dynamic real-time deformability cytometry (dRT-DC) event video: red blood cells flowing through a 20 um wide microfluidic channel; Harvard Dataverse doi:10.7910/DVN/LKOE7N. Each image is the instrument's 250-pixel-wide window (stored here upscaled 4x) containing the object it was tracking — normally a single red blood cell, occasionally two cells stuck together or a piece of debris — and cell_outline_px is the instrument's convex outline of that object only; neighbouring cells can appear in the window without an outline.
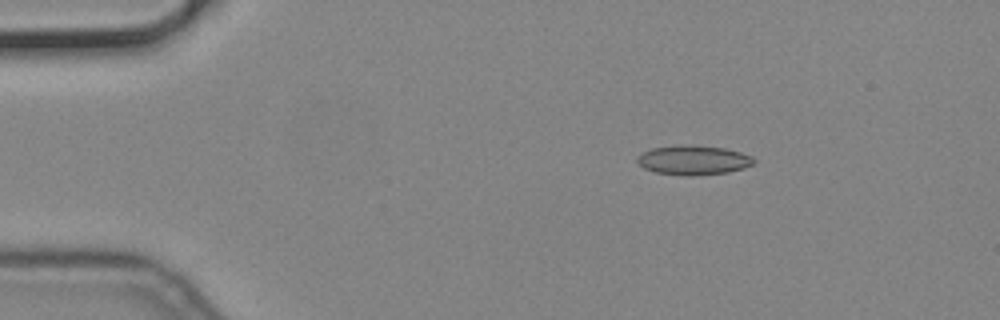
{"species": "common noctule bat (a hibernating species)", "species_latin": "Nyctalus noctula", "temperature_condition": "cold", "stored_images_in_passage": 52, "camera_frame_rate_fps": 3000, "um_per_image_px": 0.085, "animal": {"sex": "male", "body_mass_g": 19.2, "forearm_length_mm": 51.8}, "frame": {"image": 1, "passage_image": 5, "time_ms": 1.333, "image_size_px": [1000, 320], "cell_outline_px": [[756, 160], [752, 164], [744, 168], [728, 172], [692, 176], [684, 176], [656, 172], [644, 168], [636, 160], [636, 156], [652, 148], [680, 144], [724, 148], [740, 152], [752, 156]], "centroid_in_image_um": [58.93, 13.61], "position_along_channel_um": 26.1, "area_um2": 20.0}}
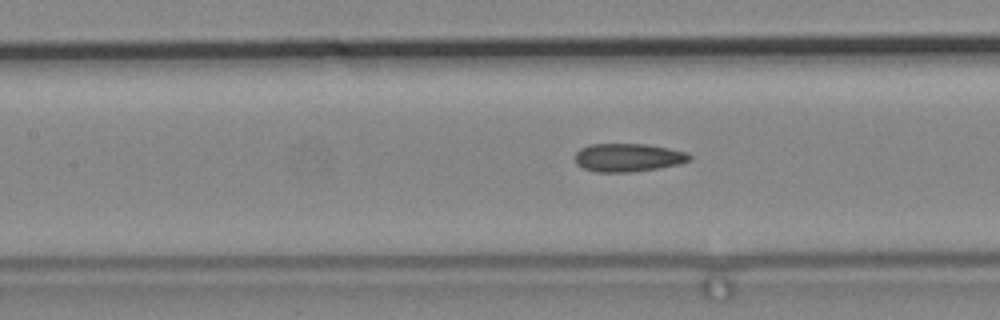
{"frame": {"image": 2, "passage_image": 21, "time_ms": 6.667, "image_size_px": [1000, 320], "cell_outline_px": [[692, 156], [688, 160], [680, 164], [656, 168], [628, 172], [596, 172], [584, 168], [576, 164], [576, 152], [580, 148], [588, 144], [648, 144], [688, 152]], "centroid_in_image_um": [53.37, 13.38], "position_along_channel_um": 154.0, "area_um2": 18.79}}
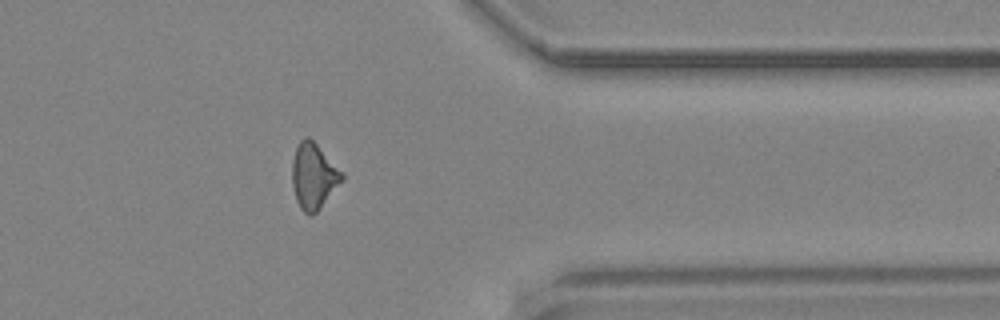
{"frame": {"image": 3, "passage_image": 41, "time_ms": 13.333, "image_size_px": [1000, 320], "cell_outline_px": [[344, 180], [320, 208], [312, 216], [308, 216], [300, 208], [296, 200], [292, 184], [292, 160], [296, 148], [300, 140], [304, 136], [308, 136], [344, 172]], "centroid_in_image_um": [26.66, 14.98], "position_along_channel_um": 384.7, "area_um2": 19.25}}